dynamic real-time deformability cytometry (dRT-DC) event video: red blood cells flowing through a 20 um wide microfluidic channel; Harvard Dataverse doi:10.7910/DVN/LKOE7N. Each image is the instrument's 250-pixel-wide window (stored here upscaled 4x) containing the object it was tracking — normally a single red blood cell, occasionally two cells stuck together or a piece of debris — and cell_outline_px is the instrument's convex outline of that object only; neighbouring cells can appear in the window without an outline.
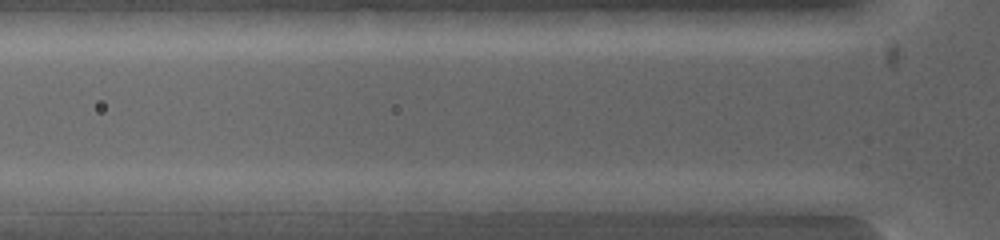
{"species": "common noctule bat (a hibernating species)", "species_latin": "Nyctalus noctula", "temperature_condition": "warm", "stored_images_in_passage": 3, "camera_frame_rate_fps": 5000, "um_per_image_px": 0.085, "animal": {"sex": "female", "body_mass_g": 19.0, "forearm_length_mm": 53.3}, "frame": {"image": 1, "passage_image": 2, "time_ms": 0.4, "image_size_px": [1000, 240], "cell_outline_px": [[476, 200], [472, 212], [468, 216], [404, 212], [400, 200], [412, 192], [440, 192]], "centroid_in_image_um": [37.18, 17.33], "position_along_channel_um": 88.6, "area_um2": 10.23}}